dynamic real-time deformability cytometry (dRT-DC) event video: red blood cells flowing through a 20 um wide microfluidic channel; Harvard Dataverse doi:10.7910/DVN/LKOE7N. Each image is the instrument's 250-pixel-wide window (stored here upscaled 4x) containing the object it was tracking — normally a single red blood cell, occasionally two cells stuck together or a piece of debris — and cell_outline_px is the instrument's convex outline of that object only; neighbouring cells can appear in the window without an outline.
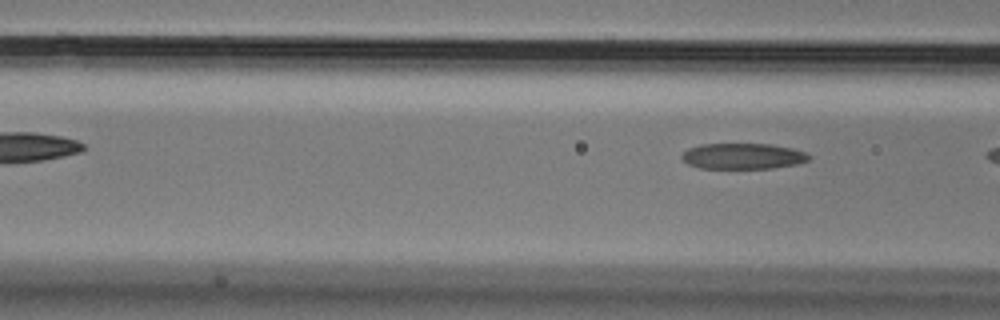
{"species": "Egyptian fruit bat (a non-hibernating species)", "species_latin": "Rousettus aegyptiacus", "temperature_condition": "cold", "stored_images_in_passage": 5, "camera_frame_rate_fps": 3000, "um_per_image_px": 0.085, "animal": {"sex": "male"}, "frame": {"image": 1, "passage_image": 5, "time_ms": 1.333, "image_size_px": [1000, 320], "cell_outline_px": [[812, 156], [808, 160], [800, 164], [772, 168], [700, 168], [688, 164], [680, 156], [688, 148], [700, 144], [772, 144], [792, 148], [804, 152]], "centroid_in_image_um": [63.17, 13.27], "position_along_channel_um": 103.4, "area_um2": 19.19}}